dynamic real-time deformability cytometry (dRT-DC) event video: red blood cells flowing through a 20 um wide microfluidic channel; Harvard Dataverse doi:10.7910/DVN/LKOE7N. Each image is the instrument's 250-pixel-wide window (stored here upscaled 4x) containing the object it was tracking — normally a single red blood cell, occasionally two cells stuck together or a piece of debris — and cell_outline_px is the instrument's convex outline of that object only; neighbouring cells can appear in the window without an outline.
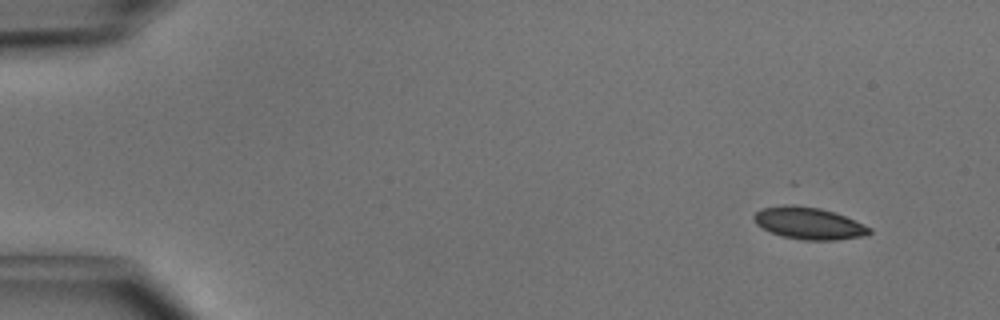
{"species": "common noctule bat (a hibernating species)", "species_latin": "Nyctalus noctula", "temperature_condition": "cold", "stored_images_in_passage": 46, "camera_frame_rate_fps": 3000, "um_per_image_px": 0.085, "animal": {"sex": "male", "body_mass_g": 15.6}, "frame": {"image": 1, "passage_image": 1, "time_ms": 0.0, "image_size_px": [1000, 320], "cell_outline_px": [[872, 232], [868, 236], [836, 240], [800, 240], [780, 236], [756, 224], [752, 220], [752, 216], [756, 212], [764, 208], [784, 204], [792, 204], [820, 208], [844, 216], [872, 228]], "centroid_in_image_um": [68.75, 18.99], "position_along_channel_um": 16.3, "area_um2": 21.68}}
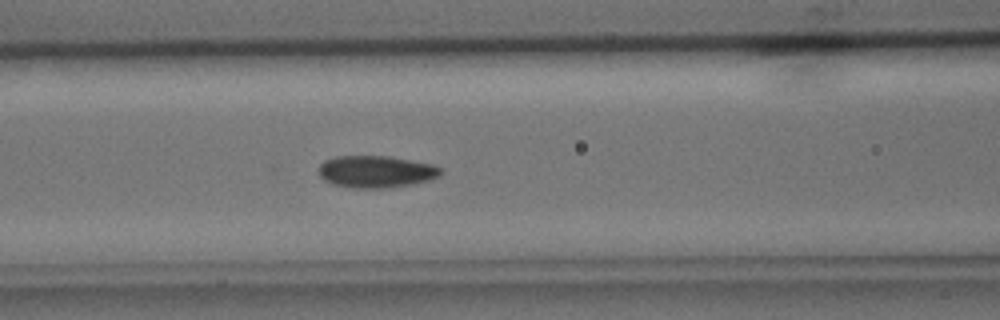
{"frame": {"image": 2, "passage_image": 18, "time_ms": 5.667, "image_size_px": [1000, 320], "cell_outline_px": [[444, 172], [440, 176], [428, 180], [412, 184], [384, 188], [352, 188], [332, 184], [324, 180], [320, 176], [320, 164], [324, 160], [336, 156], [388, 156], [412, 160], [432, 164], [440, 168]], "centroid_in_image_um": [31.97, 14.59], "position_along_channel_um": 134.6, "area_um2": 22.83}}
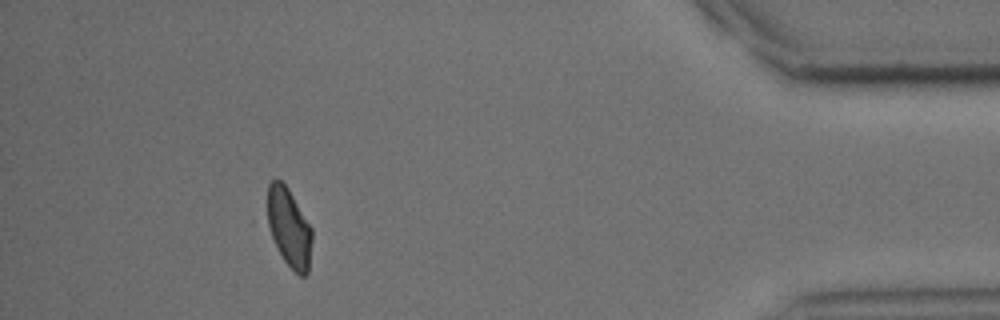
{"frame": {"image": 3, "passage_image": 42, "time_ms": 13.667, "image_size_px": [1000, 320], "cell_outline_px": [[312, 240], [308, 272], [304, 276], [300, 276], [284, 260], [260, 220], [268, 184], [276, 176], [288, 188], [312, 228]], "centroid_in_image_um": [24.43, 19.25], "position_along_channel_um": 410.8, "area_um2": 21.96}, "authors_computed_cell_mechanics": {"area_um2": 21.964, "velocity_mm_per_s": 4.0757, "shape_relaxation_time_tau1_ms": 3.5534, "shape_relaxation_time_tau2_ms": null, "deformation_change_tau1": 0.0895, "deformation_change_tau2": null}}